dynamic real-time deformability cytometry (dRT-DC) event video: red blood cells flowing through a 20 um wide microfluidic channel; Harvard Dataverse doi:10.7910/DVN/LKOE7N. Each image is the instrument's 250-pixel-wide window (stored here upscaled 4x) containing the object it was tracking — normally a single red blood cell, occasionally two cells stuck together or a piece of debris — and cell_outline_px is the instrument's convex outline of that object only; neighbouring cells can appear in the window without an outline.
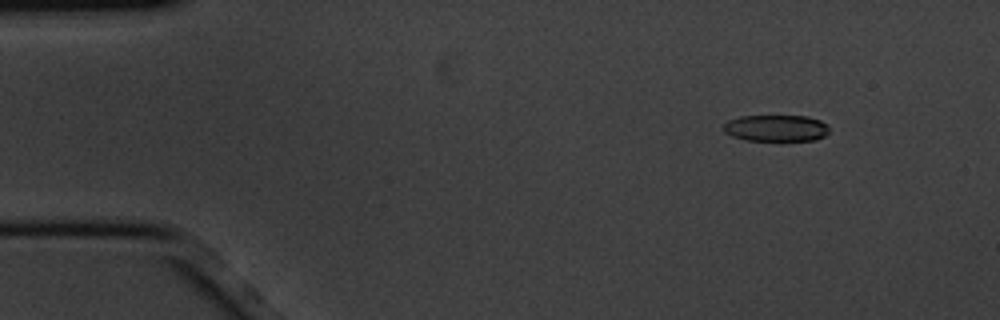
{"species": "common noctule bat (a hibernating species)", "species_latin": "Nyctalus noctula", "temperature_condition": "cold", "stored_images_in_passage": 5, "camera_frame_rate_fps": 3000, "um_per_image_px": 0.085, "animal": {"sex": "male", "body_mass_g": 20.1, "forearm_length_mm": 53.5}, "frame": {"image": 1, "passage_image": 2, "time_ms": 0.333, "image_size_px": [1000, 320], "cell_outline_px": [[828, 132], [824, 136], [816, 140], [744, 140], [732, 136], [724, 132], [724, 124], [728, 120], [740, 116], [808, 116], [820, 120], [828, 124]], "centroid_in_image_um": [65.97, 10.88], "position_along_channel_um": 19.0, "area_um2": 16.36}}
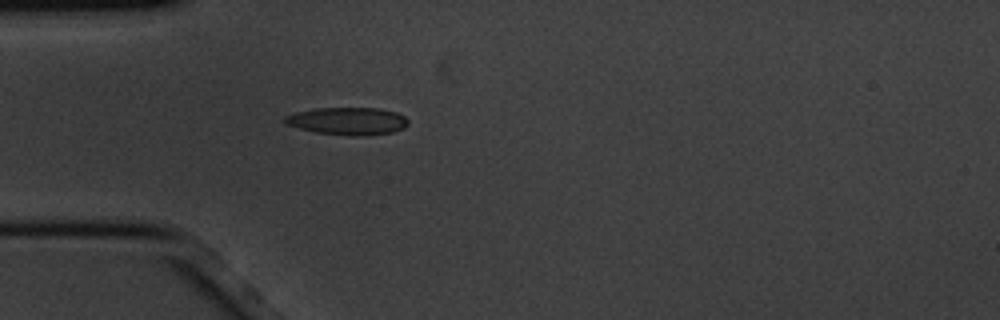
{"frame": {"image": 2, "passage_image": 5, "time_ms": 1.333, "image_size_px": [1000, 320], "cell_outline_px": [[408, 124], [404, 128], [392, 132], [364, 136], [352, 136], [316, 132], [284, 124], [284, 116], [296, 112], [312, 108], [380, 108], [396, 112], [404, 116], [408, 120]], "centroid_in_image_um": [29.55, 10.28], "position_along_channel_um": 55.4, "area_um2": 19.88}}